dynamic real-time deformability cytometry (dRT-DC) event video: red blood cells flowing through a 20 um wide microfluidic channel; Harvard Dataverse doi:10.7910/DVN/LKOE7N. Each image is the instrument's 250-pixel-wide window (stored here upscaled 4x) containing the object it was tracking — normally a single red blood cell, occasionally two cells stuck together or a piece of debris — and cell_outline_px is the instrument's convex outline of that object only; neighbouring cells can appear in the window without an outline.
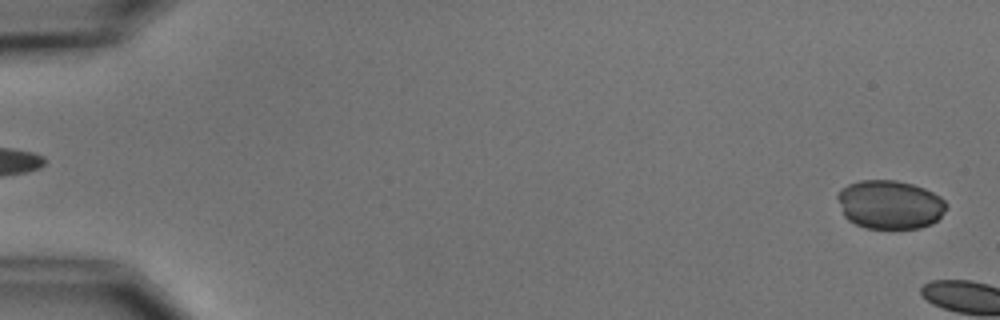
{"species": "common noctule bat (a hibernating species)", "species_latin": "Nyctalus noctula", "temperature_condition": "cold", "stored_images_in_passage": 6, "segment_of_instrument_passage": [2, 2], "camera_frame_rate_fps": 3000, "um_per_image_px": 0.085, "animal": {"sex": "male", "body_mass_g": 15.6}, "frame": {"image": 1, "passage_image": 6, "time_ms": 6.0, "image_size_px": [1000, 320], "cell_outline_px": [[948, 208], [932, 224], [920, 228], [864, 228], [848, 220], [844, 216], [836, 196], [840, 188], [848, 184], [860, 180], [896, 180], [912, 184], [924, 188], [940, 196], [948, 204]], "centroid_in_image_um": [75.63, 17.38], "position_along_channel_um": 9.4, "area_um2": 31.1}}